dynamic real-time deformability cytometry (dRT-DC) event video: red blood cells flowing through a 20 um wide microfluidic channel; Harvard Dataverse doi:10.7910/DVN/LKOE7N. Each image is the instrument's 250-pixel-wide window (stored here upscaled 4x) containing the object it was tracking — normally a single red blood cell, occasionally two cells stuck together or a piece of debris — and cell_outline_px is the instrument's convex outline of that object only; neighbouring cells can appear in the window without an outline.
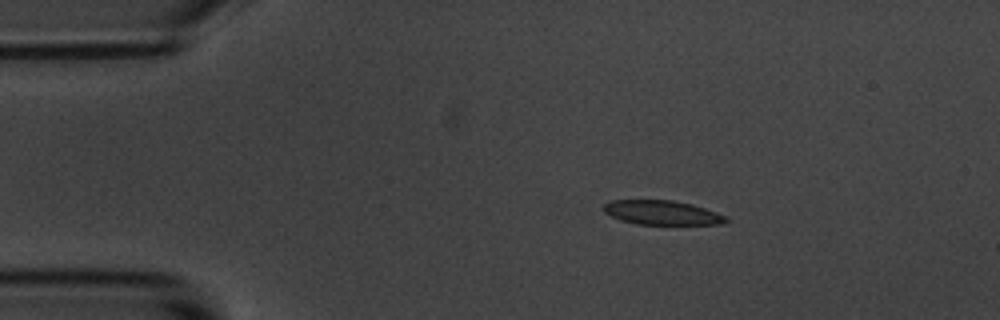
{"species": "common noctule bat (a hibernating species)", "species_latin": "Nyctalus noctula", "temperature_condition": "room temperature", "stored_images_in_passage": 46, "camera_frame_rate_fps": 3000, "um_per_image_px": 0.085, "animal": {"sex": "male", "body_mass_g": 20.1, "forearm_length_mm": 53.5}, "frame": {"image": 1, "passage_image": 1, "time_ms": 0.0, "image_size_px": [1000, 320], "cell_outline_px": [[728, 220], [724, 224], [636, 224], [620, 220], [604, 212], [604, 204], [608, 200], [672, 200], [692, 204], [728, 216]], "centroid_in_image_um": [56.27, 18.07], "position_along_channel_um": 28.7, "area_um2": 17.34}}
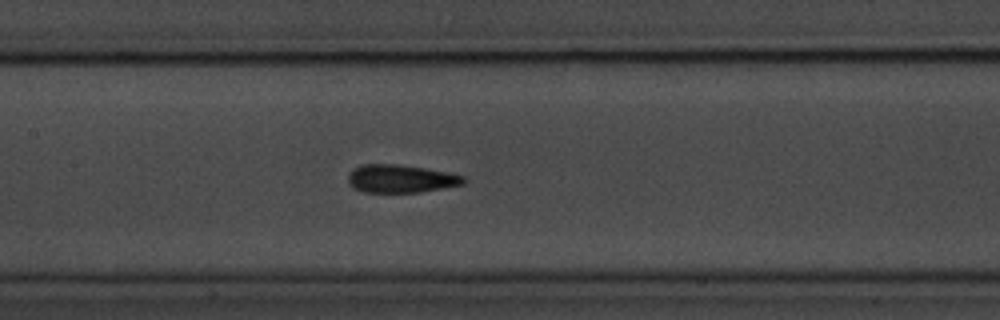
{"frame": {"image": 2, "passage_image": 17, "time_ms": 5.333, "image_size_px": [1000, 320], "cell_outline_px": [[468, 180], [464, 184], [420, 192], [364, 192], [352, 188], [348, 184], [348, 172], [352, 168], [360, 164], [396, 164], [424, 168], [448, 172], [464, 176]], "centroid_in_image_um": [34.03, 15.18], "position_along_channel_um": 173.4, "area_um2": 19.07}}
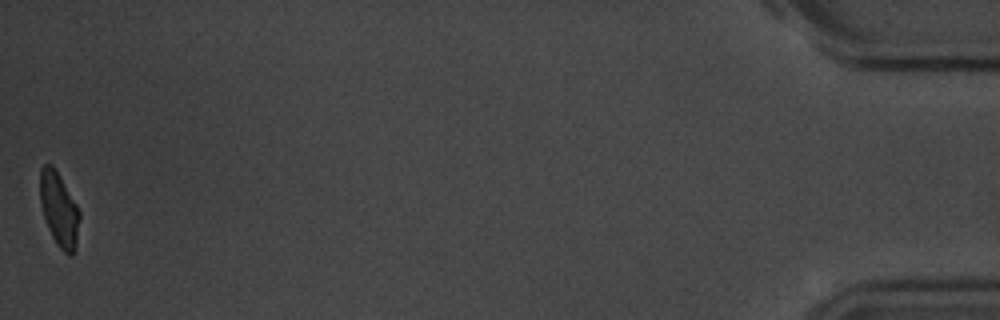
{"frame": {"image": 3, "passage_image": 46, "time_ms": 15.0, "image_size_px": [1000, 320], "cell_outline_px": [[80, 216], [76, 248], [72, 256], [68, 256], [56, 244], [48, 228], [40, 204], [40, 168], [44, 164], [52, 164], [76, 204], [80, 212]], "centroid_in_image_um": [5.02, 17.84], "position_along_channel_um": 430.2, "area_um2": 16.99}, "authors_computed_cell_mechanics": {"area_um2": 18.4671, "velocity_mm_per_s": 3.6636, "shape_relaxation_time_tau1_ms": 2.8779, "shape_relaxation_time_tau2_ms": 1.8788, "deformation_change_tau1": 0.1114, "deformation_change_tau2": 0.085}}